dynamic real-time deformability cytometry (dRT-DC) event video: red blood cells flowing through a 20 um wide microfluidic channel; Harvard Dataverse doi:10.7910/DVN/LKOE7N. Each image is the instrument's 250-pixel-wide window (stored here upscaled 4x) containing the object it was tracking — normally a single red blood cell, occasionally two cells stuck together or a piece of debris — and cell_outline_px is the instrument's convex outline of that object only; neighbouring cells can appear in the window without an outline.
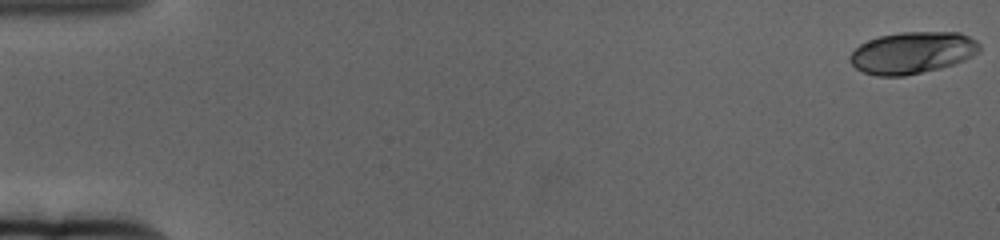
{"species": "human", "species_latin": "Homo sapiens", "temperature_condition": "cold", "stored_images_in_passage": 11, "camera_frame_rate_fps": 3000, "um_per_image_px": 0.085, "donor": {"sex": "female"}, "frame": {"image": 1, "passage_image": 1, "time_ms": 0.0, "image_size_px": [1000, 240], "cell_outline_px": [[980, 52], [964, 60], [940, 68], [904, 76], [876, 76], [864, 72], [856, 68], [848, 60], [848, 56], [860, 44], [868, 40], [880, 36], [900, 32], [960, 32], [976, 40], [980, 44]], "centroid_in_image_um": [77.55, 4.48], "position_along_channel_um": 7.5, "area_um2": 31.62}}